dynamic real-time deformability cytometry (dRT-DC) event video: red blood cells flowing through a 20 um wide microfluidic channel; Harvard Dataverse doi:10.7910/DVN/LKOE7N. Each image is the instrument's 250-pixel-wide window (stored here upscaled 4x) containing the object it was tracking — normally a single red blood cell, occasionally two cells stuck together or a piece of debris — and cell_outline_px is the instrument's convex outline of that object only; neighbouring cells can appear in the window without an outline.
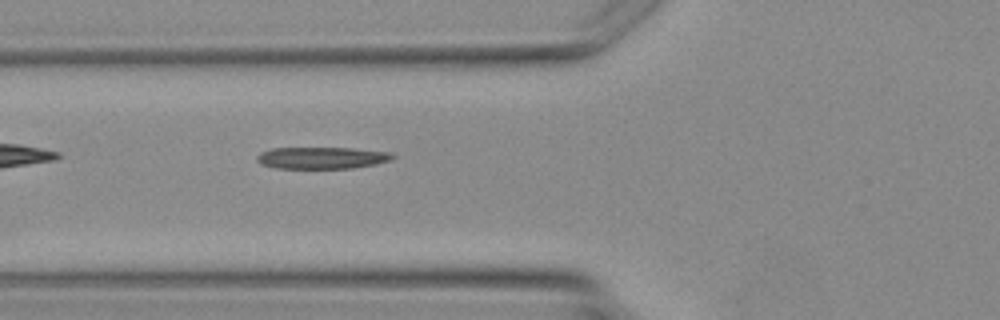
{"species": "Egyptian fruit bat (a non-hibernating species)", "species_latin": "Rousettus aegyptiacus", "temperature_condition": "warm", "stored_images_in_passage": 3, "camera_frame_rate_fps": 3000, "um_per_image_px": 0.085, "animal": {"sex": "female"}, "frame": {"image": 1, "passage_image": 3, "time_ms": 2.333, "image_size_px": [1000, 320], "cell_outline_px": [[396, 156], [388, 160], [376, 164], [352, 168], [276, 168], [260, 164], [256, 160], [256, 156], [260, 152], [272, 148], [352, 148], [388, 152]], "centroid_in_image_um": [27.3, 13.41], "position_along_channel_um": 98.5, "area_um2": 17.17}}